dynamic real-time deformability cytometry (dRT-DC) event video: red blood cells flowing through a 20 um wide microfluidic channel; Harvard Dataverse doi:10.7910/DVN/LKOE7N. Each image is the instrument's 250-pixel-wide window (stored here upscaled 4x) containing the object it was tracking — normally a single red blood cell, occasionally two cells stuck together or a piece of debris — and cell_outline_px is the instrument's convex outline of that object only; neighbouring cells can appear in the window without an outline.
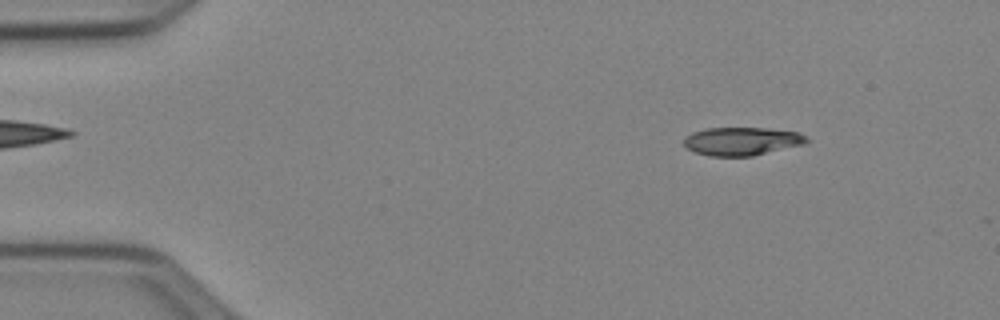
{"species": "Egyptian fruit bat (a non-hibernating species)", "species_latin": "Rousettus aegyptiacus", "temperature_condition": "cold", "stored_images_in_passage": 51, "camera_frame_rate_fps": 3000, "um_per_image_px": 0.085, "animal": {"sex": "female"}, "frame": {"image": 1, "passage_image": 6, "time_ms": 1.667, "image_size_px": [1000, 320], "cell_outline_px": [[808, 144], [752, 156], [708, 156], [696, 152], [688, 148], [684, 144], [684, 136], [692, 132], [704, 128], [768, 128], [800, 132], [808, 136]], "centroid_in_image_um": [63.11, 12.0], "position_along_channel_um": 21.9, "area_um2": 20.52}}
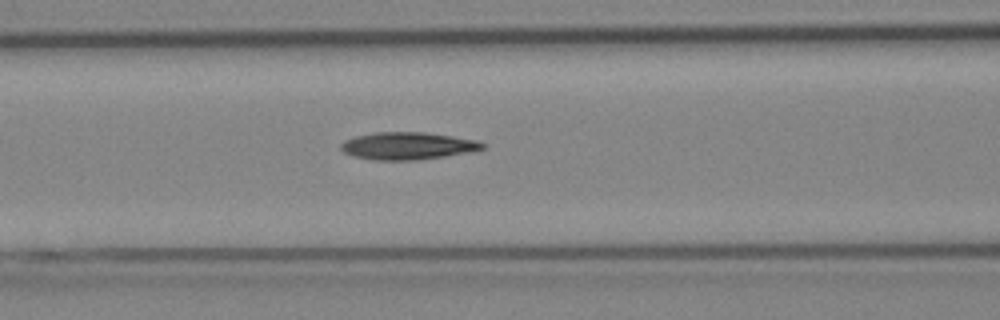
{"frame": {"image": 2, "passage_image": 21, "time_ms": 6.667, "image_size_px": [1000, 320], "cell_outline_px": [[488, 144], [484, 148], [476, 152], [416, 160], [372, 160], [352, 156], [344, 152], [340, 148], [340, 144], [344, 140], [356, 136], [376, 132], [424, 132], [452, 136], [476, 140]], "centroid_in_image_um": [34.69, 12.4], "position_along_channel_um": 131.9, "area_um2": 22.89}}
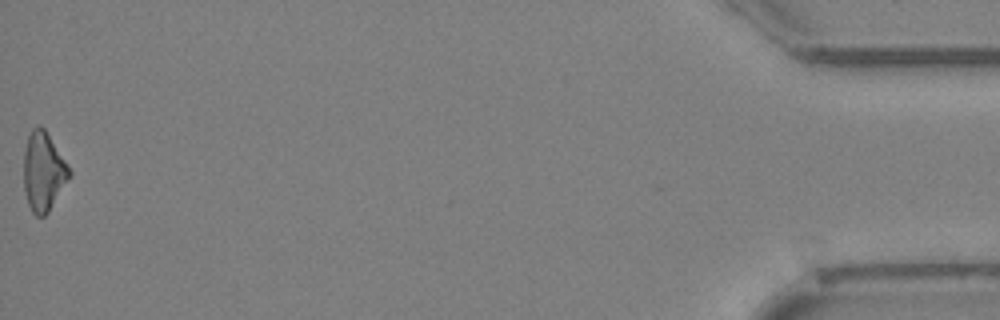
{"frame": {"image": 3, "passage_image": 51, "time_ms": 16.667, "image_size_px": [1000, 320], "cell_outline_px": [[72, 176], [48, 212], [44, 216], [36, 216], [32, 212], [28, 204], [24, 192], [24, 152], [28, 136], [32, 128], [36, 124], [40, 124], [44, 128], [68, 164], [72, 172]], "centroid_in_image_um": [3.7, 14.58], "position_along_channel_um": 431.5, "area_um2": 21.21}, "authors_computed_cell_mechanics": {"area_um2": 21.5016, "velocity_mm_per_s": 3.9552, "shape_relaxation_time_tau1_ms": null, "shape_relaxation_time_tau2_ms": 9.535, "deformation_change_tau1": null, "deformation_change_tau2": 0.2347}}